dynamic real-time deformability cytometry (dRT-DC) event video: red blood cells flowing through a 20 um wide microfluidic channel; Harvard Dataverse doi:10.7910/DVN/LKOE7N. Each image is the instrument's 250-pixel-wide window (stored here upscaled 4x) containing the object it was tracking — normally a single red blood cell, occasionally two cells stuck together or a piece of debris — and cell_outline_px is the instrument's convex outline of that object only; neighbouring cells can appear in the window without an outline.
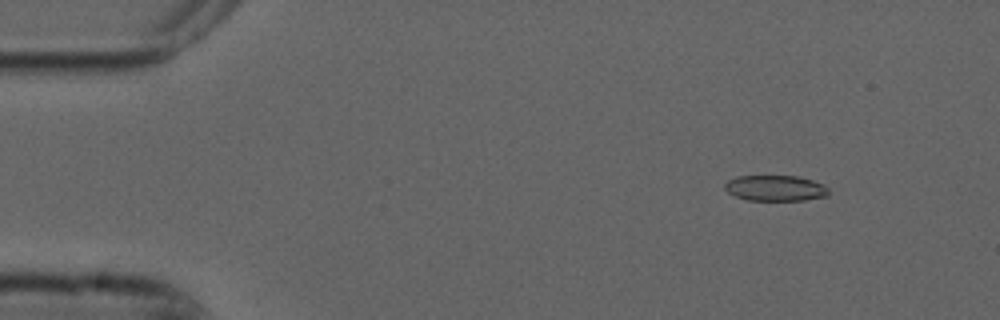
{"species": "common noctule bat (a hibernating species)", "species_latin": "Nyctalus noctula", "temperature_condition": "cold", "stored_images_in_passage": 17, "camera_frame_rate_fps": 3000, "um_per_image_px": 0.085, "animal": {"sex": "male", "forearm_length_mm": 52.5}, "frame": {"image": 1, "passage_image": 7, "time_ms": 2.0, "image_size_px": [1000, 320], "cell_outline_px": [[828, 196], [804, 200], [748, 200], [736, 196], [728, 192], [724, 188], [724, 184], [728, 180], [736, 176], [796, 176], [812, 180], [824, 184], [828, 188]], "centroid_in_image_um": [65.91, 15.99], "position_along_channel_um": 19.1, "area_um2": 15.55}}